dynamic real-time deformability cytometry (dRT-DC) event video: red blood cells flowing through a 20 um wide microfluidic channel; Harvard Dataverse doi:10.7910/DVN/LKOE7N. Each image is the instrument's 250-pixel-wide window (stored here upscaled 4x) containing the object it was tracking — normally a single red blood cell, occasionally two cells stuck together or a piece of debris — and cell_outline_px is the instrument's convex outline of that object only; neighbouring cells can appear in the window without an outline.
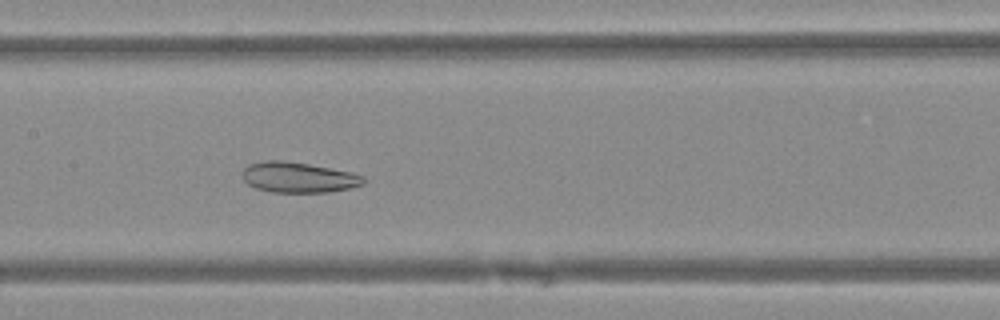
{"species": "Egyptian fruit bat (a non-hibernating species)", "species_latin": "Rousettus aegyptiacus", "temperature_condition": "warm", "stored_images_in_passage": 45, "camera_frame_rate_fps": 3000, "um_per_image_px": 0.085, "animal": {"sex": "female"}, "frame": {"image": 1, "passage_image": 20, "time_ms": 6.333, "image_size_px": [1000, 320], "cell_outline_px": [[364, 184], [332, 192], [272, 192], [256, 188], [248, 184], [244, 180], [244, 168], [248, 164], [264, 160], [284, 160], [308, 164], [352, 172], [364, 176]], "centroid_in_image_um": [25.37, 15.07], "position_along_channel_um": 182.0, "area_um2": 21.44}}
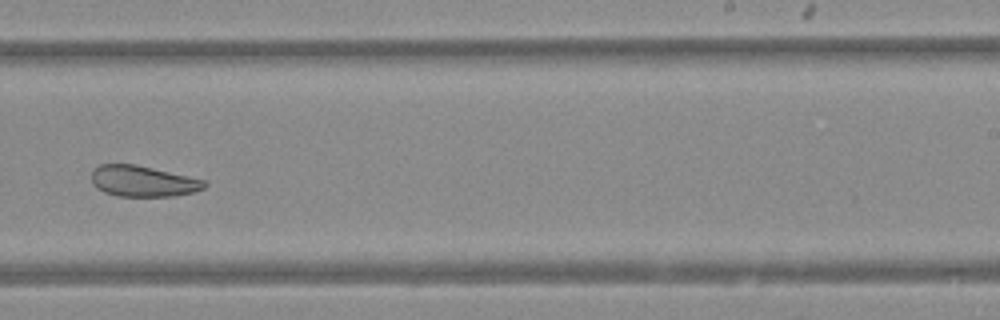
{"frame": {"image": 2, "passage_image": 27, "time_ms": 8.667, "image_size_px": [1000, 320], "cell_outline_px": [[208, 184], [204, 188], [192, 192], [172, 196], [116, 196], [104, 192], [96, 188], [92, 184], [92, 172], [100, 164], [136, 164], [208, 180]], "centroid_in_image_um": [12.17, 15.4], "position_along_channel_um": 276.8, "area_um2": 20.52}}
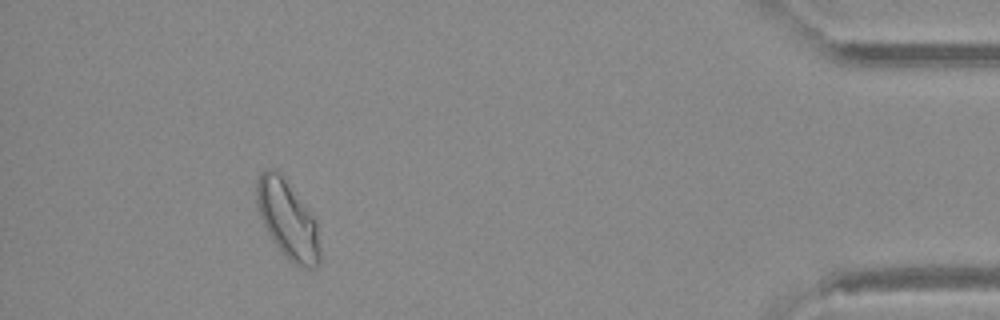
{"frame": {"image": 3, "passage_image": 41, "time_ms": 13.333, "image_size_px": [1000, 320], "cell_outline_px": [[320, 264], [316, 268], [304, 268], [292, 264], [272, 240], [260, 216], [256, 204], [256, 180], [260, 172], [268, 168], [276, 168], [316, 220], [320, 248]], "centroid_in_image_um": [24.44, 18.68], "position_along_channel_um": 410.8, "area_um2": 28.78}}